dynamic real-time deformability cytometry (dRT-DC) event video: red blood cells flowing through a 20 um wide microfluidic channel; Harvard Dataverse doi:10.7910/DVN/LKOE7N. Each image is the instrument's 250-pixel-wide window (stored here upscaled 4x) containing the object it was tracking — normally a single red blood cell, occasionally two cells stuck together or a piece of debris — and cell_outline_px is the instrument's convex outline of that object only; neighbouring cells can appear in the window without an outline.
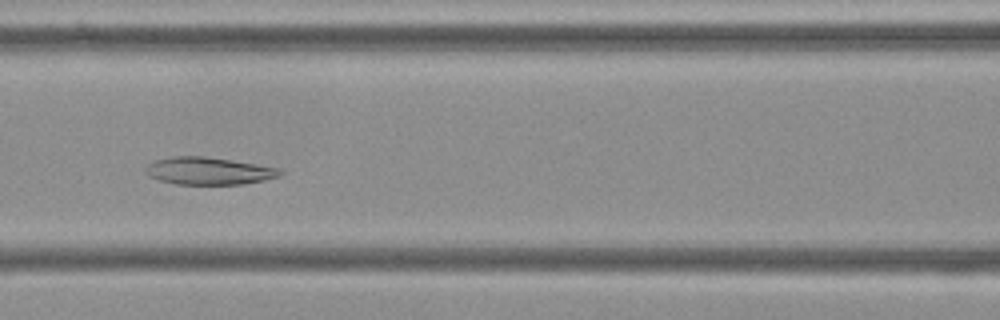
{"species": "Egyptian fruit bat (a non-hibernating species)", "species_latin": "Rousettus aegyptiacus", "temperature_condition": "cold", "stored_images_in_passage": 56, "camera_frame_rate_fps": 3000, "um_per_image_px": 0.085, "frame": {"image": 1, "passage_image": 25, "time_ms": 8.0, "image_size_px": [1000, 320], "cell_outline_px": [[284, 172], [280, 176], [264, 180], [244, 184], [176, 184], [160, 180], [148, 176], [144, 172], [144, 168], [152, 160], [172, 156], [204, 156], [256, 164], [280, 168]], "centroid_in_image_um": [17.7, 14.52], "position_along_channel_um": 148.9, "area_um2": 21.62}}
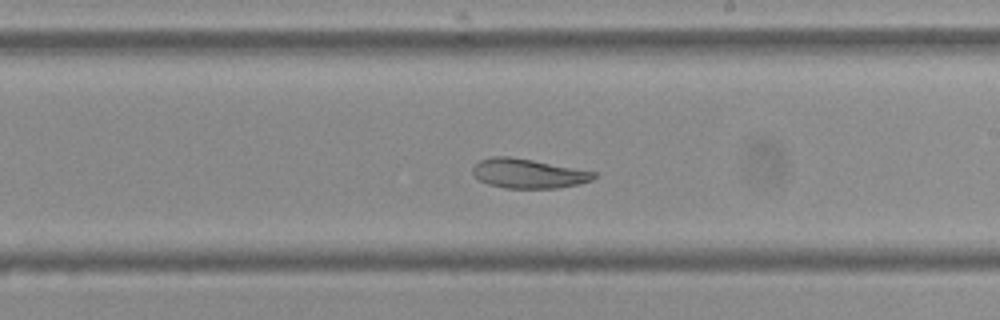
{"frame": {"image": 2, "passage_image": 33, "time_ms": 10.667, "image_size_px": [1000, 320], "cell_outline_px": [[596, 176], [592, 180], [580, 184], [556, 188], [504, 188], [488, 184], [480, 180], [472, 172], [472, 168], [480, 160], [492, 156], [508, 156], [532, 160], [596, 172]], "centroid_in_image_um": [44.9, 14.75], "position_along_channel_um": 244.1, "area_um2": 20.63}}
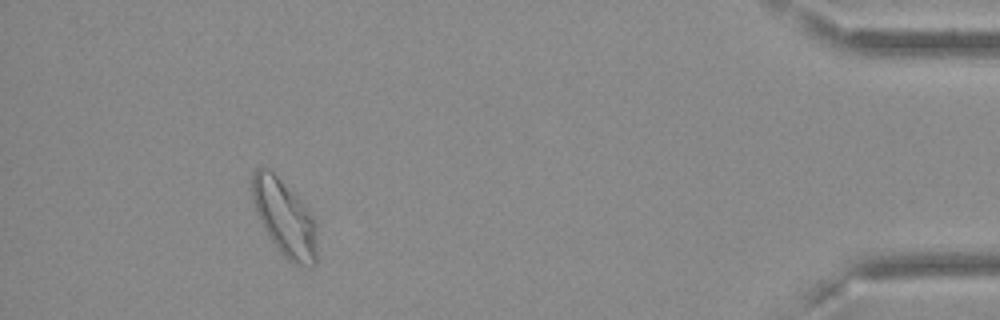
{"frame": {"image": 3, "passage_image": 52, "time_ms": 17.0, "image_size_px": [1000, 320], "cell_outline_px": [[316, 264], [312, 268], [292, 264], [280, 252], [268, 236], [256, 212], [252, 200], [252, 172], [256, 168], [268, 168], [308, 208], [316, 224]], "centroid_in_image_um": [24.19, 18.57], "position_along_channel_um": 411.0, "area_um2": 28.73}, "authors_computed_cell_mechanics": {"area_um2": 25.2297, "velocity_mm_per_s": 3.5801, "shape_relaxation_time_tau1_ms": null, "shape_relaxation_time_tau2_ms": 7.954, "deformation_change_tau1": null, "deformation_change_tau2": 0.1292}}